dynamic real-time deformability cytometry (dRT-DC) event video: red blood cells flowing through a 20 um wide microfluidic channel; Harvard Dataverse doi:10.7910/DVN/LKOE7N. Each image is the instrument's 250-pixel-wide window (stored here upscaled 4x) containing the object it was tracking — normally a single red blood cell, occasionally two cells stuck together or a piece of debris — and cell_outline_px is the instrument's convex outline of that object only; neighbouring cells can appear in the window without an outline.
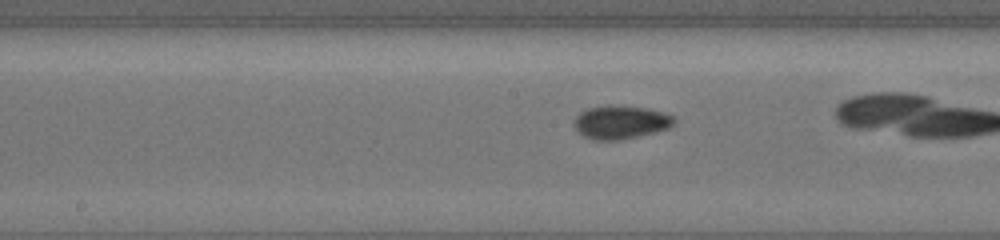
{"species": "common noctule bat (a hibernating species)", "species_latin": "Nyctalus noctula", "temperature_condition": "cold", "stored_images_in_passage": 47, "segment_of_instrument_passage": [2, 2], "camera_frame_rate_fps": 3000, "um_per_image_px": 0.085, "animal": {"sex": "female", "body_mass_g": 19.5, "forearm_length_mm": 54.1}, "frame": {"image": 1, "passage_image": 31, "time_ms": 10.0, "image_size_px": [1000, 240], "cell_outline_px": [[676, 120], [668, 128], [636, 136], [616, 140], [592, 140], [584, 136], [576, 128], [576, 116], [580, 112], [588, 108], [648, 108], [664, 112], [676, 116]], "centroid_in_image_um": [52.8, 10.42], "position_along_channel_um": 195.4, "area_um2": 18.44}}